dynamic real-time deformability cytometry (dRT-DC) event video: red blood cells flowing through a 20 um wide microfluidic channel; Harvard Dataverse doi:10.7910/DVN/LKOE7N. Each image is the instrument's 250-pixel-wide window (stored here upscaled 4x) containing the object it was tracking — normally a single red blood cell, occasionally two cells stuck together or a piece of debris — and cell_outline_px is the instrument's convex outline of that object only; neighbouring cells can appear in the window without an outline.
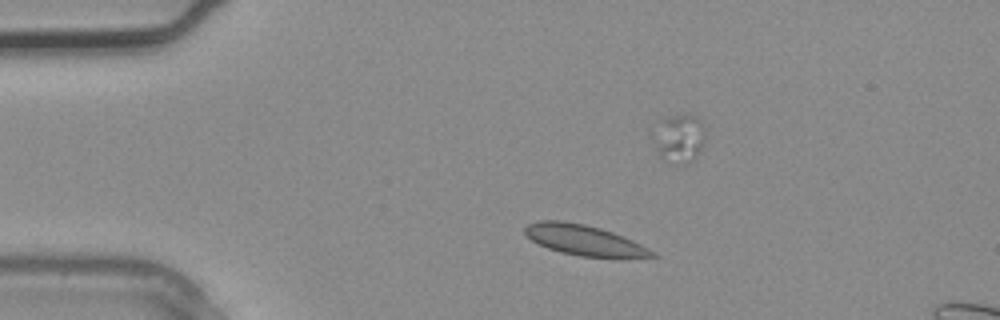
{"species": "common noctule bat (a hibernating species)", "species_latin": "Nyctalus noctula", "temperature_condition": "warm", "stored_images_in_passage": 3, "camera_frame_rate_fps": 3000, "um_per_image_px": 0.085, "animal": {"sex": "male", "body_mass_g": 20.4}, "frame": {"image": 1, "passage_image": 2, "time_ms": 0.333, "image_size_px": [1000, 320], "cell_outline_px": [[660, 256], [624, 260], [616, 260], [580, 256], [560, 252], [548, 248], [532, 240], [524, 232], [524, 228], [528, 224], [540, 220], [560, 220], [584, 224], [600, 228], [624, 236], [656, 252]], "centroid_in_image_um": [49.78, 20.47], "position_along_channel_um": 35.2, "area_um2": 23.29}}